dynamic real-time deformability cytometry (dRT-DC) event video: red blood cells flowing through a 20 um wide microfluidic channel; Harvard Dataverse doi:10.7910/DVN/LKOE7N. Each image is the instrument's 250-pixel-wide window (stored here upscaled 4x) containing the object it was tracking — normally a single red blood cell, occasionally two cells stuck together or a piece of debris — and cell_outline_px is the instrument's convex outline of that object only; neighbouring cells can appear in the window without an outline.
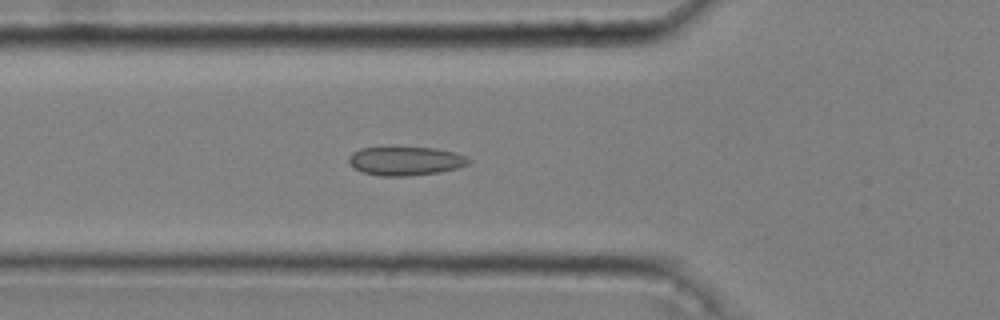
{"species": "common noctule bat (a hibernating species)", "species_latin": "Nyctalus noctula", "temperature_condition": "cold", "stored_images_in_passage": 53, "camera_frame_rate_fps": 3000, "um_per_image_px": 0.085, "animal": {"sex": "male", "body_mass_g": 20.4}, "frame": {"image": 1, "passage_image": 19, "time_ms": 6.0, "image_size_px": [1000, 320], "cell_outline_px": [[472, 160], [468, 164], [456, 168], [440, 172], [408, 176], [380, 176], [360, 172], [348, 160], [348, 156], [352, 152], [360, 148], [436, 148], [452, 152], [464, 156]], "centroid_in_image_um": [34.45, 13.69], "position_along_channel_um": 91.4, "area_um2": 19.88}}
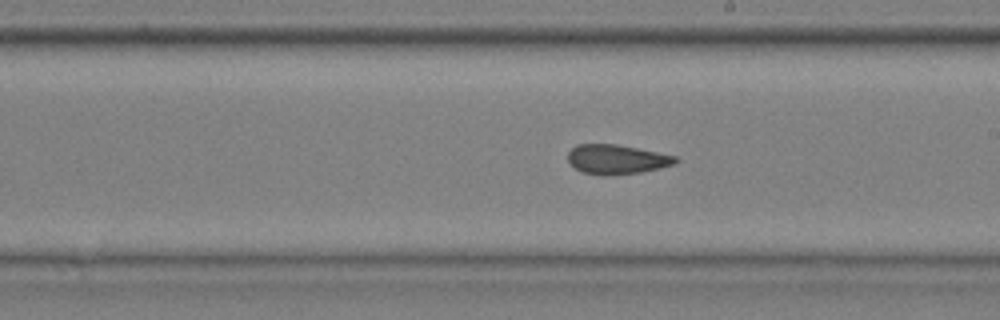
{"frame": {"image": 2, "passage_image": 31, "time_ms": 10.0, "image_size_px": [1000, 320], "cell_outline_px": [[680, 160], [676, 164], [660, 168], [640, 172], [604, 176], [584, 172], [576, 168], [568, 160], [568, 152], [576, 144], [616, 144], [676, 156]], "centroid_in_image_um": [52.44, 13.54], "position_along_channel_um": 236.6, "area_um2": 18.38}}
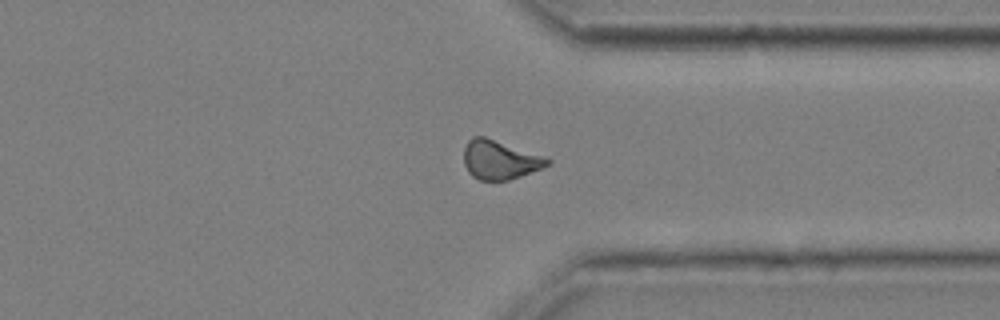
{"frame": {"image": 3, "passage_image": 42, "time_ms": 13.667, "image_size_px": [1000, 320], "cell_outline_px": [[552, 160], [548, 164], [540, 168], [520, 176], [508, 180], [480, 180], [472, 176], [468, 172], [464, 164], [464, 148], [468, 140], [472, 136], [484, 136]], "centroid_in_image_um": [42.41, 13.59], "position_along_channel_um": 369.0, "area_um2": 18.5}, "authors_computed_cell_mechanics": {"area_um2": 19.363, "velocity_mm_per_s": 3.631, "shape_relaxation_time_tau1_ms": null, "shape_relaxation_time_tau2_ms": 2.0682, "deformation_change_tau1": null, "deformation_change_tau2": 0.0653}}